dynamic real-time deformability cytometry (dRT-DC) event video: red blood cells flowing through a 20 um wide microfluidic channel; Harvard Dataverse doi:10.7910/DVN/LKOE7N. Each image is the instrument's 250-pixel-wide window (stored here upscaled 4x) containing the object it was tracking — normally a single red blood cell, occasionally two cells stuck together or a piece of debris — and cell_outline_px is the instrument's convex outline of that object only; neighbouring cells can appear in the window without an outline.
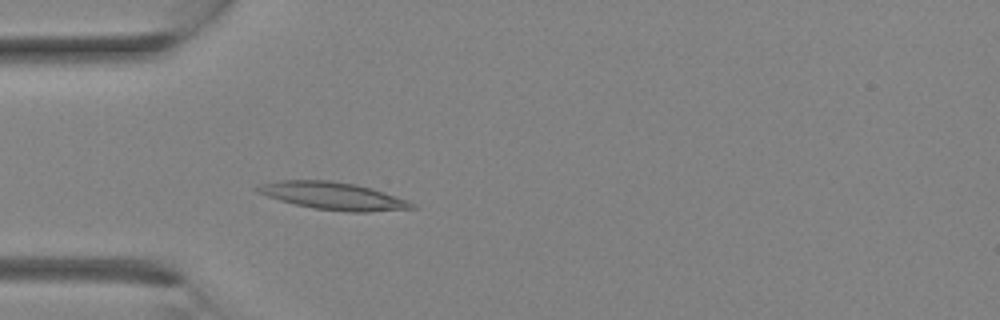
{"species": "Egyptian fruit bat (a non-hibernating species)", "species_latin": "Rousettus aegyptiacus", "temperature_condition": "room temperature", "stored_images_in_passage": 4, "camera_frame_rate_fps": 3000, "um_per_image_px": 0.085, "animal": {"sex": "female"}, "frame": {"image": 1, "passage_image": 4, "time_ms": 3.333, "image_size_px": [1000, 320], "cell_outline_px": [[416, 208], [368, 212], [348, 212], [312, 208], [280, 200], [256, 192], [252, 188], [260, 184], [280, 180], [332, 180], [356, 184], [408, 200], [416, 204]], "centroid_in_image_um": [28.29, 16.65], "position_along_channel_um": 56.7, "area_um2": 24.68}}